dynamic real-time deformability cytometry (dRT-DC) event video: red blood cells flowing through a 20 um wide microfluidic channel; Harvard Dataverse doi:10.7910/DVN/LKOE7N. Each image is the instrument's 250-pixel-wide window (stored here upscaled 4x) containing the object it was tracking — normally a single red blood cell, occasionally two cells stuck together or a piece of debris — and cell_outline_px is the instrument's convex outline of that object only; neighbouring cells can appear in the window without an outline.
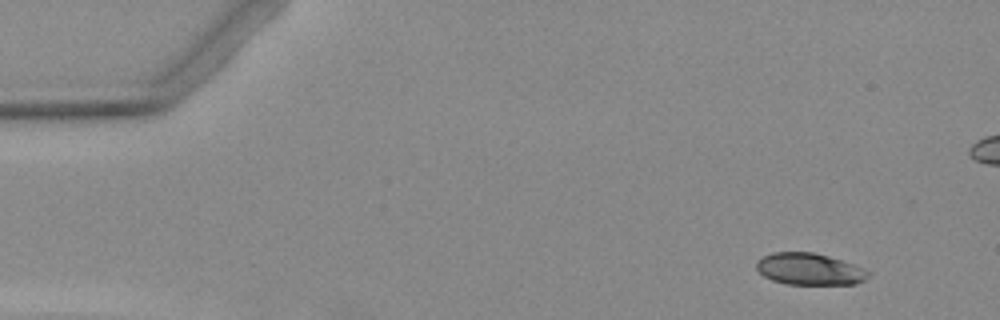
{"species": "Egyptian fruit bat (a non-hibernating species)", "species_latin": "Rousettus aegyptiacus", "temperature_condition": "warm", "stored_images_in_passage": 5, "camera_frame_rate_fps": 3000, "um_per_image_px": 0.085, "animal": {"sex": "female"}, "frame": {"image": 1, "passage_image": 1, "time_ms": 0.0, "image_size_px": [1000, 320], "cell_outline_px": [[868, 276], [864, 280], [856, 284], [788, 284], [772, 280], [764, 276], [756, 268], [756, 260], [772, 252], [812, 252], [828, 256], [852, 264], [868, 272]], "centroid_in_image_um": [68.75, 22.87], "position_along_channel_um": 16.3, "area_um2": 20.4}}